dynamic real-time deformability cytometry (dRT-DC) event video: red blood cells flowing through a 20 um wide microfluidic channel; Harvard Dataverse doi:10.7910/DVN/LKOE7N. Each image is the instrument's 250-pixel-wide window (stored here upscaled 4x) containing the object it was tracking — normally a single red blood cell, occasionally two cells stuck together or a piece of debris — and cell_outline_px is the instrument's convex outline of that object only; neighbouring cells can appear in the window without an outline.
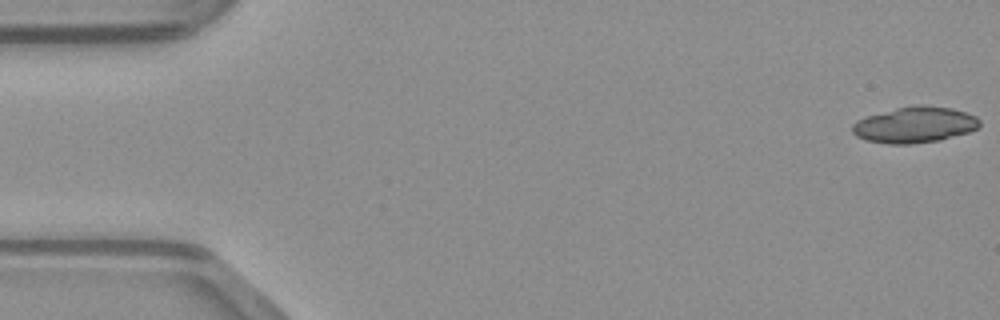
{"species": "common noctule bat (a hibernating species)", "species_latin": "Nyctalus noctula", "temperature_condition": "warm", "stored_images_in_passage": 48, "camera_frame_rate_fps": 3000, "um_per_image_px": 0.085, "animal": {"sex": "male", "body_mass_g": 23.1, "forearm_length_mm": 52.7}, "frame": {"image": 1, "passage_image": 1, "time_ms": 0.0, "image_size_px": [1000, 320], "cell_outline_px": [[980, 124], [976, 128], [968, 132], [940, 140], [912, 144], [888, 144], [864, 140], [856, 136], [852, 132], [852, 124], [856, 120], [864, 116], [896, 108], [916, 104], [924, 104], [952, 108], [976, 116], [980, 120]], "centroid_in_image_um": [77.71, 10.6], "position_along_channel_um": 7.3, "area_um2": 26.99}}
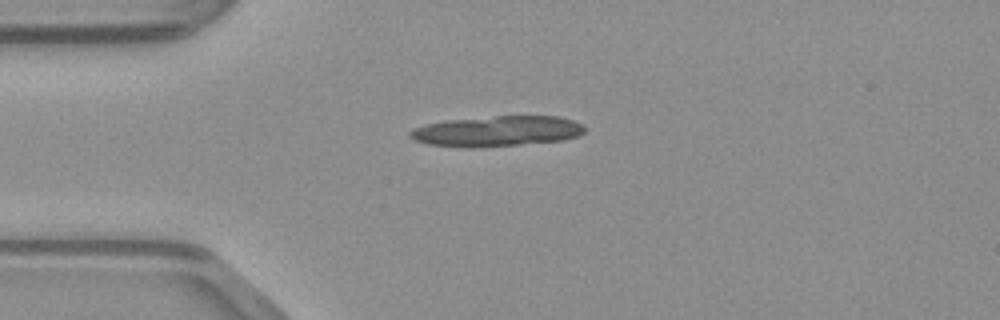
{"frame": {"image": 2, "passage_image": 12, "time_ms": 3.667, "image_size_px": [1000, 320], "cell_outline_px": [[584, 132], [580, 136], [564, 140], [520, 144], [472, 148], [464, 148], [428, 144], [412, 140], [408, 136], [408, 132], [412, 128], [428, 124], [448, 120], [496, 116], [560, 116], [584, 124]], "centroid_in_image_um": [42.23, 11.15], "position_along_channel_um": 42.8, "area_um2": 31.21}}